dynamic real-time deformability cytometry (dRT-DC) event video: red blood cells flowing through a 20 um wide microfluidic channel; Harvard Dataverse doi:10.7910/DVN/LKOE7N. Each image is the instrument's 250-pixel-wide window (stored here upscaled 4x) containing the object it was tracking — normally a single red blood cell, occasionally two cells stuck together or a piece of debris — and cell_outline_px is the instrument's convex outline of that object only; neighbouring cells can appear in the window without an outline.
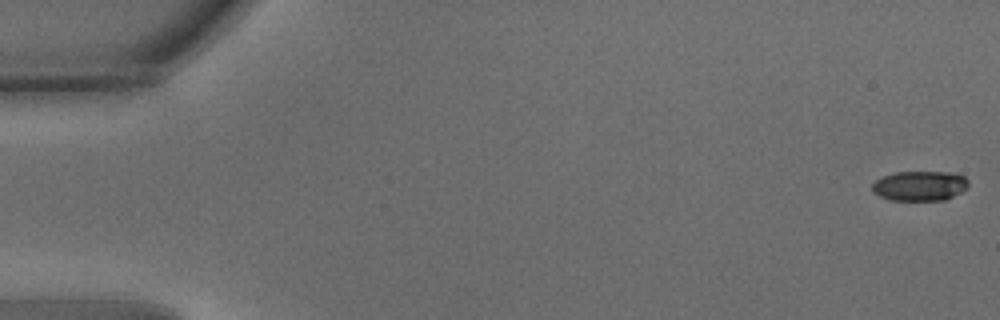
{"species": "common noctule bat (a hibernating species)", "species_latin": "Nyctalus noctula", "temperature_condition": "warm", "stored_images_in_passage": 56, "camera_frame_rate_fps": 3000, "um_per_image_px": 0.085, "animal": {"sex": "male", "body_mass_g": 15.6}, "frame": {"image": 1, "passage_image": 1, "time_ms": 0.0, "image_size_px": [1000, 320], "cell_outline_px": [[968, 188], [944, 200], [892, 200], [880, 196], [872, 192], [872, 184], [876, 180], [884, 176], [896, 172], [948, 172], [964, 176], [968, 180]], "centroid_in_image_um": [78.18, 15.79], "position_along_channel_um": 6.8, "area_um2": 16.65}}
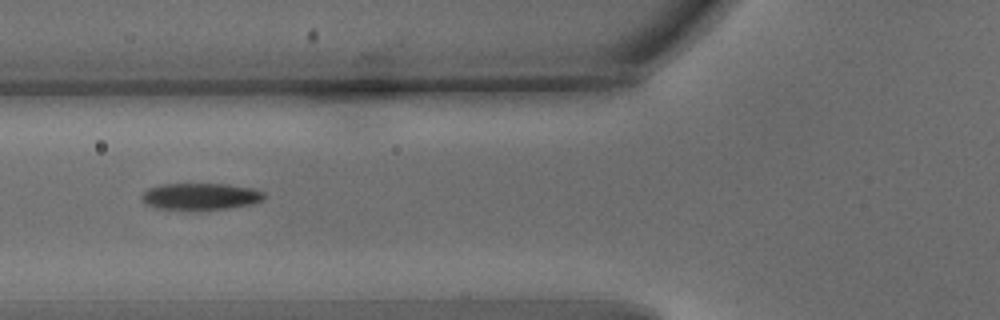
{"frame": {"image": 2, "passage_image": 22, "time_ms": 7.0, "image_size_px": [1000, 320], "cell_outline_px": [[264, 200], [252, 204], [228, 208], [196, 212], [156, 208], [148, 204], [140, 196], [148, 188], [164, 184], [228, 184], [252, 188], [264, 192]], "centroid_in_image_um": [17.06, 16.73], "position_along_channel_um": 108.7, "area_um2": 19.54}}
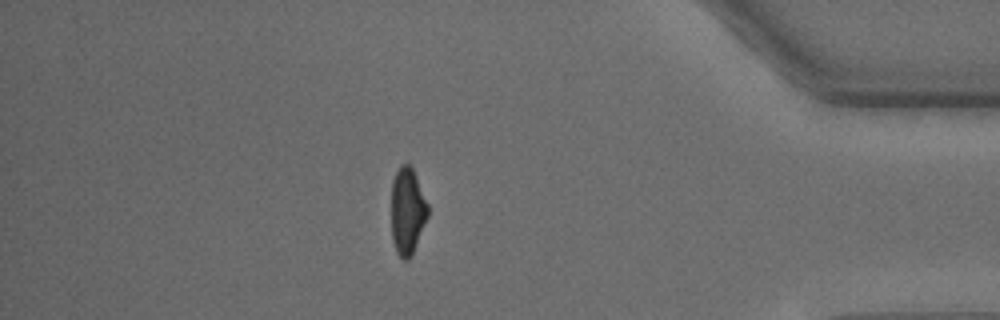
{"frame": {"image": 3, "passage_image": 49, "time_ms": 16.0, "image_size_px": [1000, 320], "cell_outline_px": [[428, 216], [412, 256], [408, 260], [404, 260], [396, 252], [392, 240], [392, 180], [400, 164], [408, 164], [412, 168], [428, 204]], "centroid_in_image_um": [34.63, 17.97], "position_along_channel_um": 400.6, "area_um2": 18.44}, "authors_computed_cell_mechanics": {"area_um2": 18.8428, "velocity_mm_per_s": 3.6461, "shape_relaxation_time_tau1_ms": 3.6645, "shape_relaxation_time_tau2_ms": 1.5164, "deformation_change_tau1": 0.1791, "deformation_change_tau2": 0.0802}}